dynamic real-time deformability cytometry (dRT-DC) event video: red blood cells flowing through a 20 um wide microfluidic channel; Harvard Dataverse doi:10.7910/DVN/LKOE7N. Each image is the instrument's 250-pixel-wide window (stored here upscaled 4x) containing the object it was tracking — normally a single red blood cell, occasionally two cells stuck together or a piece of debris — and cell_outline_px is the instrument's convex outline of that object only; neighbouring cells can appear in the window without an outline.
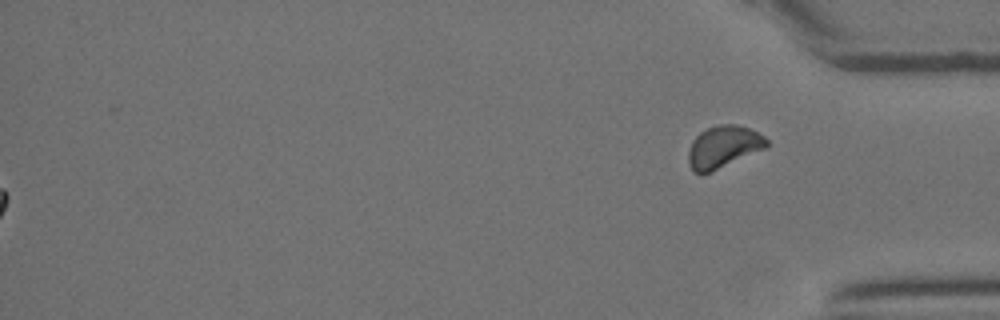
{"species": "Egyptian fruit bat (a non-hibernating species)", "species_latin": "Rousettus aegyptiacus", "temperature_condition": "room temperature", "stored_images_in_passage": 34, "segment_of_instrument_passage": [2, 2], "camera_frame_rate_fps": 3000, "um_per_image_px": 0.085, "animal": {"sex": "female"}, "frame": {"image": 1, "passage_image": 34, "time_ms": 11.0, "image_size_px": [1000, 320], "cell_outline_px": [[768, 144], [764, 148], [708, 172], [692, 172], [688, 164], [688, 152], [692, 140], [700, 132], [708, 128], [720, 124], [736, 124], [748, 128], [764, 136], [768, 140]], "centroid_in_image_um": [61.44, 12.45], "position_along_channel_um": 373.8, "area_um2": 18.67}}